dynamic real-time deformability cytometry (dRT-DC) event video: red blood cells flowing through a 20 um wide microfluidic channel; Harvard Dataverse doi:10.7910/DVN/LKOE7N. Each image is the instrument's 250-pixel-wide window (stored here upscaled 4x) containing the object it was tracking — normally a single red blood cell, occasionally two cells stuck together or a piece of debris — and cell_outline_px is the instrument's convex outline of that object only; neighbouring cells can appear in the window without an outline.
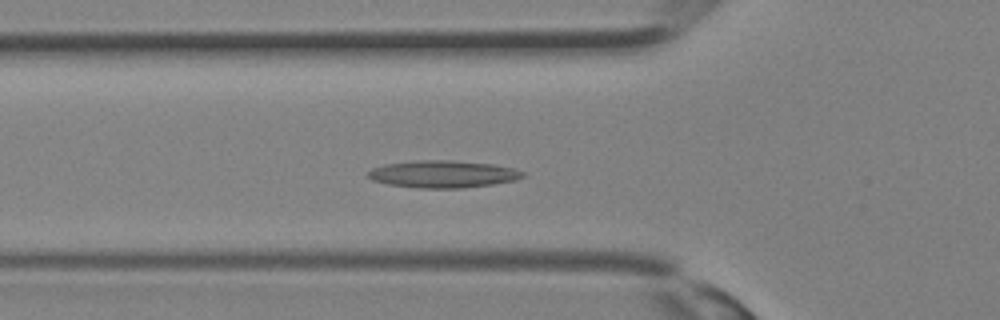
{"species": "Egyptian fruit bat (a non-hibernating species)", "species_latin": "Rousettus aegyptiacus", "temperature_condition": "room temperature", "stored_images_in_passage": 24, "camera_frame_rate_fps": 3000, "um_per_image_px": 0.085, "animal": {"sex": "female"}, "frame": {"image": 1, "passage_image": 3, "time_ms": 0.667, "image_size_px": [1000, 320], "cell_outline_px": [[524, 176], [516, 180], [492, 184], [460, 188], [420, 188], [388, 184], [372, 180], [368, 176], [368, 172], [372, 168], [384, 164], [416, 160], [452, 160], [492, 164], [516, 168], [524, 172]], "centroid_in_image_um": [37.66, 14.79], "position_along_channel_um": 88.1, "area_um2": 24.57}}
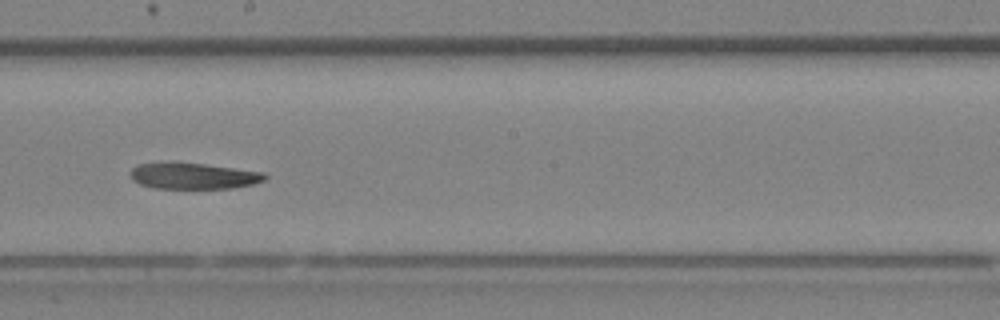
{"frame": {"image": 2, "passage_image": 10, "time_ms": 3.0, "image_size_px": [1000, 320], "cell_outline_px": [[268, 176], [264, 180], [252, 184], [232, 188], [152, 188], [140, 184], [132, 180], [128, 172], [136, 164], [160, 160], [172, 160], [204, 164], [264, 172]], "centroid_in_image_um": [16.32, 14.91], "position_along_channel_um": 231.9, "area_um2": 21.21}}
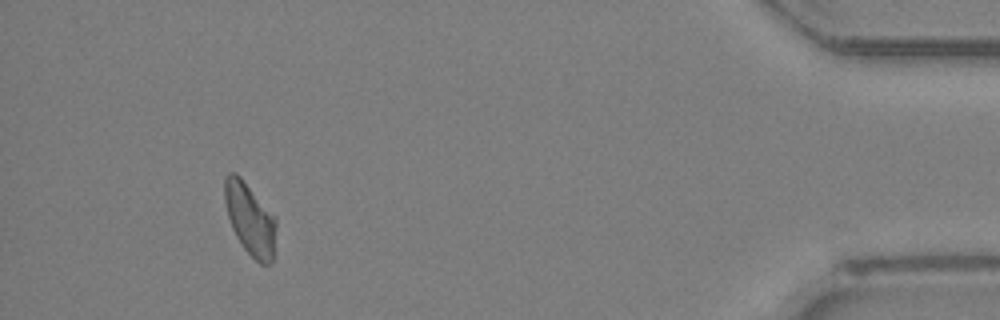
{"frame": {"image": 3, "passage_image": 22, "time_ms": 7.0, "image_size_px": [1000, 320], "cell_outline_px": [[276, 228], [272, 264], [260, 264], [244, 248], [236, 236], [232, 228], [228, 216], [224, 200], [224, 176], [228, 172], [236, 172], [240, 176], [276, 216]], "centroid_in_image_um": [21.25, 18.58], "position_along_channel_um": 413.9, "area_um2": 21.73}}